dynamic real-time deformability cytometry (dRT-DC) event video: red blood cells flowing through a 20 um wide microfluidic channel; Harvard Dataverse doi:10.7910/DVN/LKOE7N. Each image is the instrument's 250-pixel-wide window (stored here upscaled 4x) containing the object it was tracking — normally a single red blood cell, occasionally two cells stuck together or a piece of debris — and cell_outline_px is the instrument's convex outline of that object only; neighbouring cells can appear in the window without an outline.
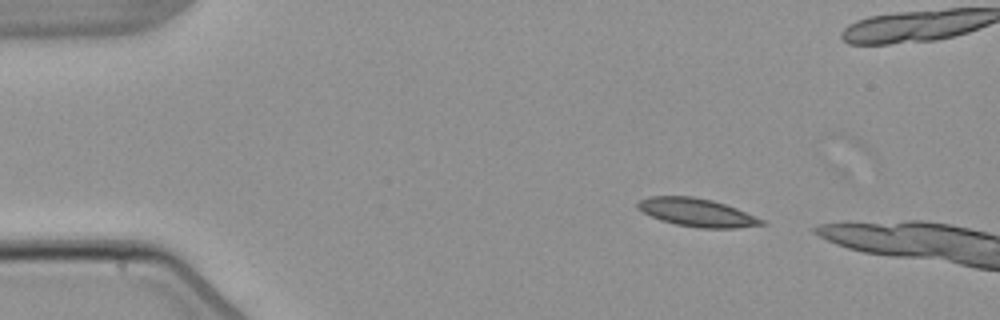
{"species": "common noctule bat (a hibernating species)", "species_latin": "Nyctalus noctula", "temperature_condition": "warm", "stored_images_in_passage": 2, "camera_frame_rate_fps": 3000, "um_per_image_px": 0.085, "animal": {"sex": "male", "body_mass_g": 21.5, "forearm_length_mm": 52.0}, "frame": {"image": 1, "passage_image": 1, "time_ms": 0.0, "image_size_px": [1000, 320], "cell_outline_px": [[768, 224], [736, 228], [700, 228], [676, 224], [652, 216], [636, 208], [636, 204], [640, 200], [648, 196], [692, 196], [712, 200], [736, 208], [764, 220]], "centroid_in_image_um": [59.25, 18.06], "position_along_channel_um": 25.8, "area_um2": 20.11}}